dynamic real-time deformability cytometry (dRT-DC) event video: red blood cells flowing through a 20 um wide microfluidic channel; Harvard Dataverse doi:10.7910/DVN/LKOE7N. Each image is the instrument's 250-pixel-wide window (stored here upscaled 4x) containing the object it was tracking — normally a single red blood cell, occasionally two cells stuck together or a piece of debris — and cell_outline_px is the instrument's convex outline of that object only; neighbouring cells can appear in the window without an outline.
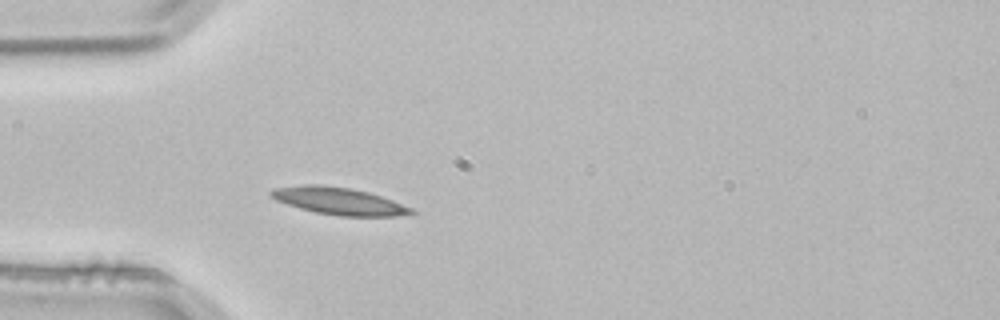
{"species": "common noctule bat (a hibernating species)", "species_latin": "Nyctalus noctula", "temperature_condition": "room temperature", "stored_images_in_passage": 3, "camera_frame_rate_fps": 3000, "um_per_image_px": 0.085, "animal": {"sex": "male", "body_mass_g": 21.5, "forearm_length_mm": 52.0}, "frame": {"image": 1, "passage_image": 3, "time_ms": 0.667, "image_size_px": [1000, 320], "cell_outline_px": [[420, 212], [396, 216], [336, 216], [316, 212], [300, 208], [276, 200], [268, 196], [268, 192], [272, 188], [304, 184], [320, 184], [348, 188], [368, 192], [392, 200], [412, 208]], "centroid_in_image_um": [28.77, 17.08], "position_along_channel_um": 56.2, "area_um2": 22.31}}